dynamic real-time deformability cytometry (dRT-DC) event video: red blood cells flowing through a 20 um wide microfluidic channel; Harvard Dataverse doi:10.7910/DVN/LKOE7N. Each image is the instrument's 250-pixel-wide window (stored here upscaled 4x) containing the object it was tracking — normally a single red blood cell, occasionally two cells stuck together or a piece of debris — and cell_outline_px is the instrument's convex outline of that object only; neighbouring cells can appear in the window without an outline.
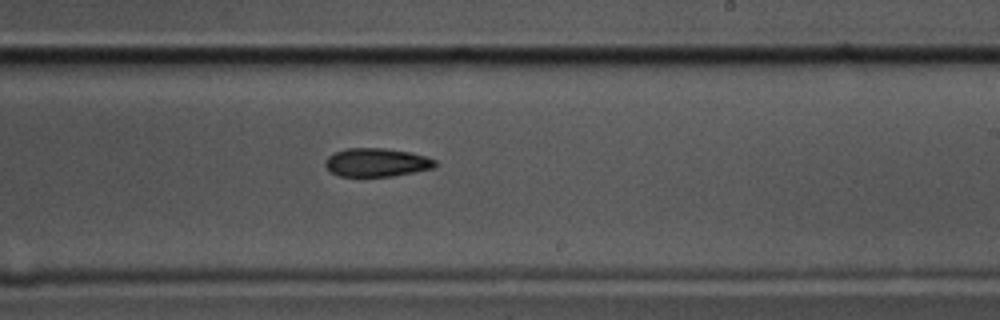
{"species": "common noctule bat (a hibernating species)", "species_latin": "Nyctalus noctula", "temperature_condition": "cold", "stored_images_in_passage": 40, "camera_frame_rate_fps": 3000, "um_per_image_px": 0.085, "animal": {"sex": "male", "body_mass_g": 17.5, "forearm_length_mm": 52.3}, "frame": {"image": 1, "passage_image": 17, "time_ms": 5.333, "image_size_px": [1000, 320], "cell_outline_px": [[436, 168], [392, 176], [340, 176], [332, 172], [324, 164], [324, 160], [328, 156], [344, 148], [384, 148], [412, 152], [436, 160]], "centroid_in_image_um": [32.03, 13.8], "position_along_channel_um": 257.0, "area_um2": 18.26}}
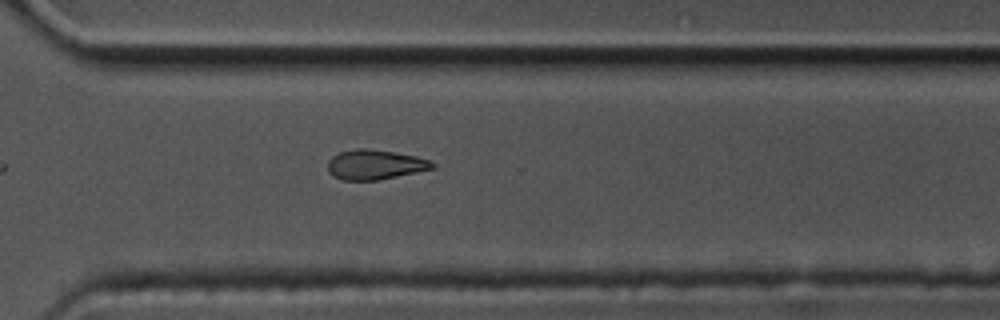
{"frame": {"image": 2, "passage_image": 24, "time_ms": 7.667, "image_size_px": [1000, 320], "cell_outline_px": [[436, 168], [376, 180], [340, 180], [332, 176], [328, 172], [328, 160], [332, 156], [340, 152], [356, 148], [364, 148], [392, 152], [416, 156], [428, 160], [436, 164]], "centroid_in_image_um": [31.84, 14.0], "position_along_channel_um": 338.8, "area_um2": 18.09}}
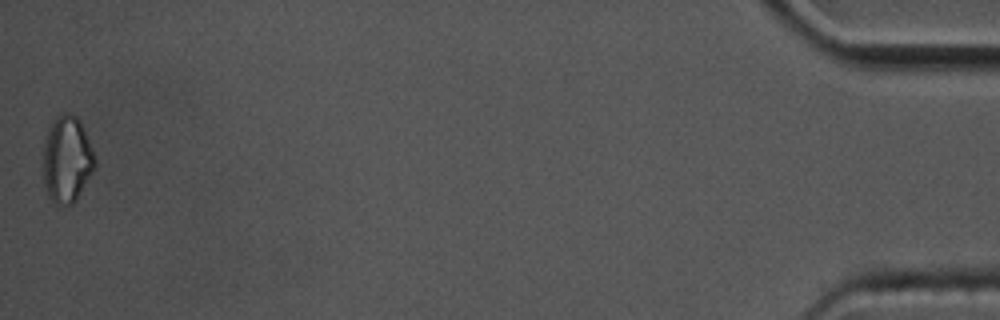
{"frame": {"image": 3, "passage_image": 40, "time_ms": 13.0, "image_size_px": [1000, 320], "cell_outline_px": [[96, 164], [76, 200], [72, 204], [64, 208], [56, 208], [48, 196], [44, 188], [44, 140], [48, 128], [56, 116], [64, 112], [68, 112], [76, 116], [80, 120], [96, 160]], "centroid_in_image_um": [5.66, 13.59], "position_along_channel_um": 429.5, "area_um2": 26.36}, "authors_computed_cell_mechanics": {"area_um2": 19.2474, "velocity_mm_per_s": 3.4987, "shape_relaxation_time_tau1_ms": 3.0511, "shape_relaxation_time_tau2_ms": null, "deformation_change_tau1": 0.0988, "deformation_change_tau2": null}}